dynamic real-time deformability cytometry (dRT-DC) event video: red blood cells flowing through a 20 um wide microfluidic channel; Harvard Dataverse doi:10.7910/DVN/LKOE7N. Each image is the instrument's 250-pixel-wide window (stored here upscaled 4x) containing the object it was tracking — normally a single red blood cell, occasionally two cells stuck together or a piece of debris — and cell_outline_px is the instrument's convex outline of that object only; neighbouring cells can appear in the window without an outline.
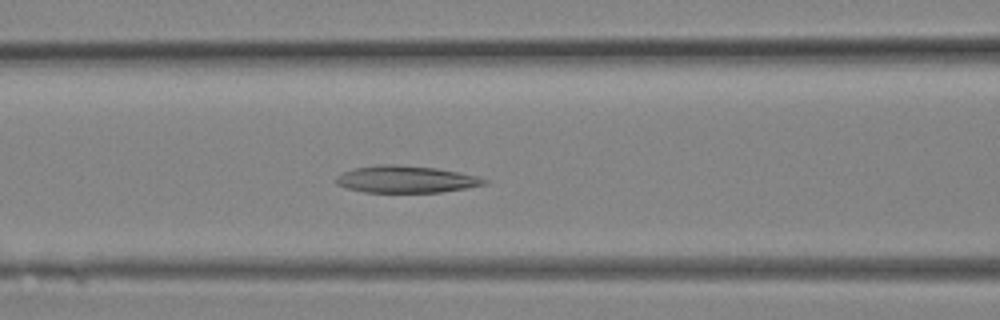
{"species": "Egyptian fruit bat (a non-hibernating species)", "species_latin": "Rousettus aegyptiacus", "temperature_condition": "room temperature", "stored_images_in_passage": 25, "camera_frame_rate_fps": 3000, "um_per_image_px": 0.085, "animal": {"sex": "female"}, "frame": {"image": 1, "passage_image": 10, "time_ms": 3.0, "image_size_px": [1000, 320], "cell_outline_px": [[488, 180], [484, 184], [464, 188], [440, 192], [364, 192], [344, 188], [336, 184], [336, 176], [352, 168], [380, 164], [396, 164], [436, 168], [460, 172], [476, 176]], "centroid_in_image_um": [34.44, 15.23], "position_along_channel_um": 132.2, "area_um2": 23.29}}
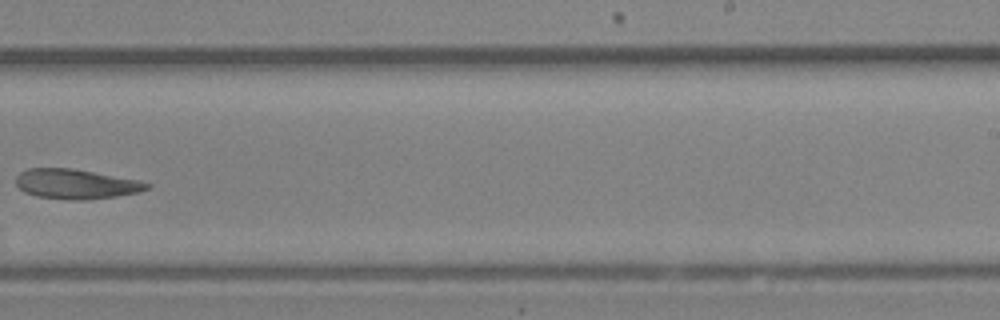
{"frame": {"image": 2, "passage_image": 16, "time_ms": 5.0, "image_size_px": [1000, 320], "cell_outline_px": [[152, 184], [148, 188], [140, 192], [116, 196], [84, 200], [68, 200], [36, 196], [24, 192], [16, 184], [16, 176], [20, 172], [28, 168], [72, 168], [136, 180]], "centroid_in_image_um": [6.42, 15.64], "position_along_channel_um": 282.6, "area_um2": 22.6}}
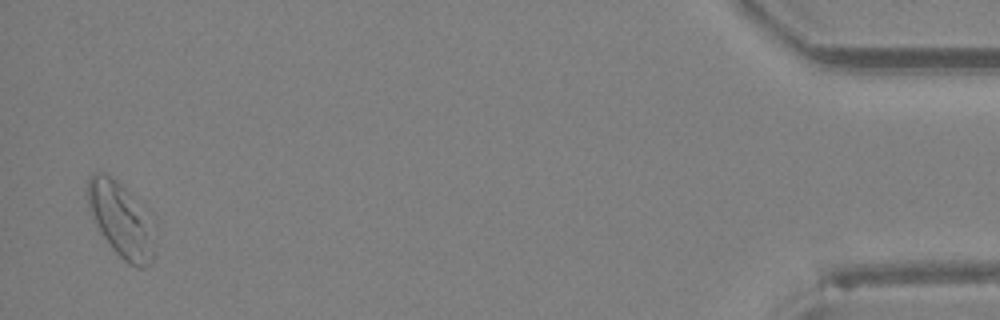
{"frame": {"image": 3, "passage_image": 25, "time_ms": 8.0, "image_size_px": [1000, 320], "cell_outline_px": [[156, 224], [152, 264], [140, 268], [136, 268], [128, 264], [112, 248], [100, 232], [88, 208], [88, 176], [92, 172], [104, 172], [116, 180], [132, 192], [148, 208], [156, 220]], "centroid_in_image_um": [10.38, 18.66], "position_along_channel_um": 424.8, "area_um2": 30.52}}